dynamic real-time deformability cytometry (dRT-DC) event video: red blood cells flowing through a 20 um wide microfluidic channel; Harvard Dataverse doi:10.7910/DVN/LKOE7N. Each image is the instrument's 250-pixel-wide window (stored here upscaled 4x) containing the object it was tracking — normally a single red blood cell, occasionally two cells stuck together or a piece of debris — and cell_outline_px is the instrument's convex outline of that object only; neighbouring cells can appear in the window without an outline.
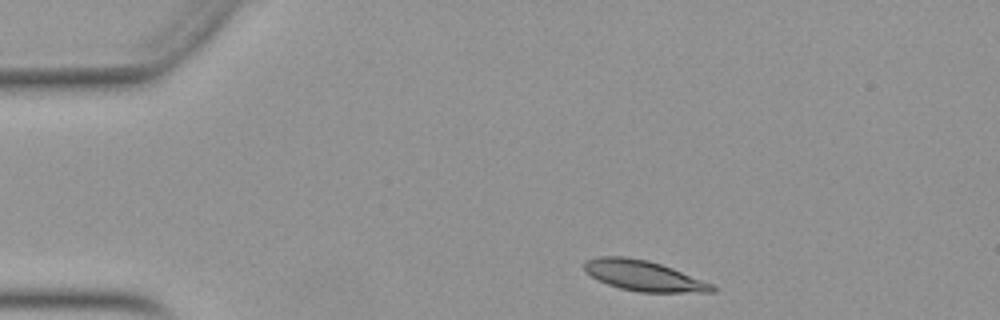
{"species": "Egyptian fruit bat (a non-hibernating species)", "species_latin": "Rousettus aegyptiacus", "temperature_condition": "warm", "stored_images_in_passage": 36, "camera_frame_rate_fps": 3000, "um_per_image_px": 0.085, "animal": {"sex": "female"}, "frame": {"image": 1, "passage_image": 2, "time_ms": 0.333, "image_size_px": [1000, 320], "cell_outline_px": [[716, 292], [640, 292], [620, 288], [608, 284], [584, 272], [584, 264], [588, 260], [600, 256], [624, 256], [648, 260], [672, 268], [712, 284], [716, 288]], "centroid_in_image_um": [54.7, 23.43], "position_along_channel_um": 30.3, "area_um2": 22.37}}
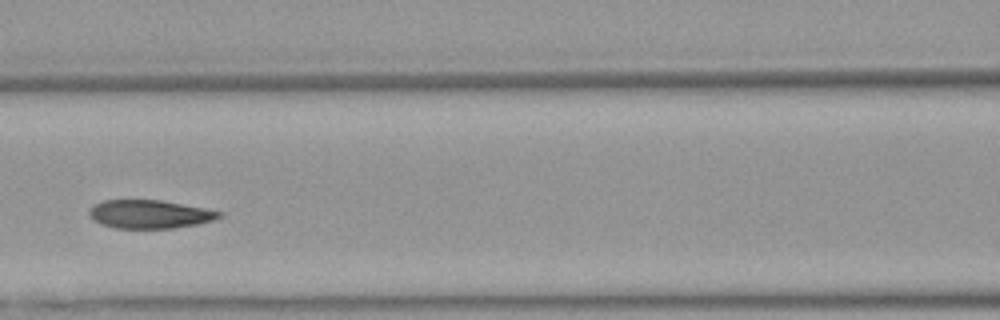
{"frame": {"image": 2, "passage_image": 16, "time_ms": 5.0, "image_size_px": [1000, 320], "cell_outline_px": [[224, 216], [212, 220], [196, 224], [172, 228], [116, 228], [100, 224], [92, 220], [88, 216], [88, 212], [96, 204], [104, 200], [160, 200], [204, 208], [224, 212]], "centroid_in_image_um": [12.71, 18.21], "position_along_channel_um": 153.9, "area_um2": 21.44}}
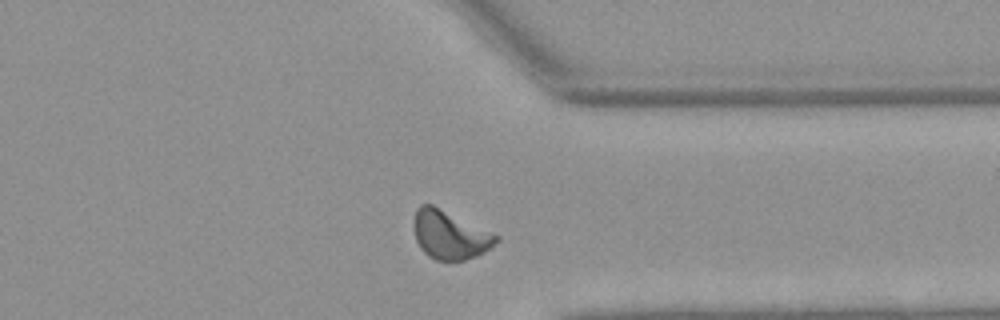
{"frame": {"image": 3, "passage_image": 33, "time_ms": 10.667, "image_size_px": [1000, 320], "cell_outline_px": [[500, 240], [492, 248], [476, 256], [464, 260], [436, 260], [428, 256], [420, 248], [416, 240], [412, 224], [416, 208], [420, 204], [432, 204], [500, 236]], "centroid_in_image_um": [38.22, 19.96], "position_along_channel_um": 373.2, "area_um2": 23.47}, "authors_computed_cell_mechanics": {"area_um2": 22.542, "velocity_mm_per_s": 3.9151, "shape_relaxation_time_tau1_ms": 4.5632, "shape_relaxation_time_tau2_ms": 1.6691, "deformation_change_tau1": 0.1527, "deformation_change_tau2": 0.0667}}